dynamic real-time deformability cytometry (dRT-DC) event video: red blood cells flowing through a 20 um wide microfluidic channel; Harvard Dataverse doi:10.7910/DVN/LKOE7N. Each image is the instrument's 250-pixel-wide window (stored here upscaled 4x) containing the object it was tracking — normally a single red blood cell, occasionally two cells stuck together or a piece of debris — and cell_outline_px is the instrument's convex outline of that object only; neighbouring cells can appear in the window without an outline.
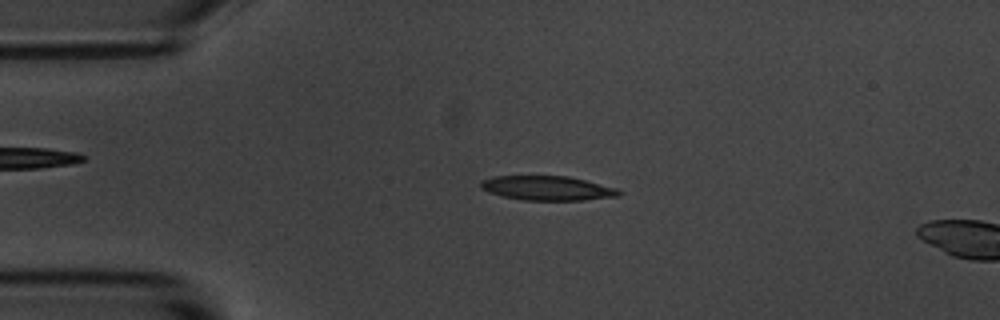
{"species": "common noctule bat (a hibernating species)", "species_latin": "Nyctalus noctula", "temperature_condition": "room temperature", "stored_images_in_passage": 55, "camera_frame_rate_fps": 3000, "um_per_image_px": 0.085, "animal": {"sex": "male", "body_mass_g": 20.1, "forearm_length_mm": 53.5}, "frame": {"image": 1, "passage_image": 11, "time_ms": 3.333, "image_size_px": [1000, 320], "cell_outline_px": [[620, 196], [584, 200], [524, 200], [504, 196], [488, 192], [480, 188], [480, 180], [492, 176], [568, 176], [616, 188], [620, 192]], "centroid_in_image_um": [46.48, 15.99], "position_along_channel_um": 38.5, "area_um2": 19.54}}
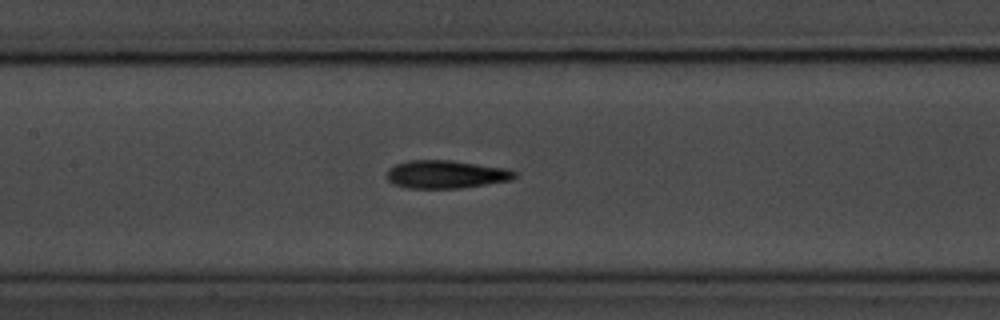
{"frame": {"image": 2, "passage_image": 24, "time_ms": 7.667, "image_size_px": [1000, 320], "cell_outline_px": [[516, 176], [512, 180], [460, 188], [408, 188], [392, 184], [388, 180], [388, 168], [396, 164], [408, 160], [452, 160], [508, 168], [516, 172]], "centroid_in_image_um": [37.92, 14.81], "position_along_channel_um": 169.5, "area_um2": 20.98}}
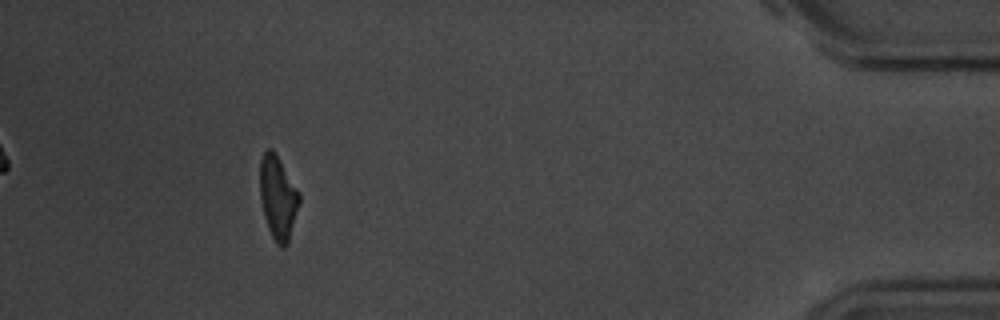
{"frame": {"image": 3, "passage_image": 49, "time_ms": 16.0, "image_size_px": [1000, 320], "cell_outline_px": [[300, 204], [288, 244], [284, 248], [280, 248], [276, 244], [268, 228], [264, 216], [260, 200], [260, 160], [264, 152], [268, 148], [272, 148], [300, 192]], "centroid_in_image_um": [23.64, 16.83], "position_along_channel_um": 411.6, "area_um2": 19.36}, "authors_computed_cell_mechanics": {"area_um2": 19.941, "velocity_mm_per_s": 3.6359, "shape_relaxation_time_tau1_ms": 3.1797, "shape_relaxation_time_tau2_ms": 3.6086, "deformation_change_tau1": 0.1325, "deformation_change_tau2": 0.1369}}